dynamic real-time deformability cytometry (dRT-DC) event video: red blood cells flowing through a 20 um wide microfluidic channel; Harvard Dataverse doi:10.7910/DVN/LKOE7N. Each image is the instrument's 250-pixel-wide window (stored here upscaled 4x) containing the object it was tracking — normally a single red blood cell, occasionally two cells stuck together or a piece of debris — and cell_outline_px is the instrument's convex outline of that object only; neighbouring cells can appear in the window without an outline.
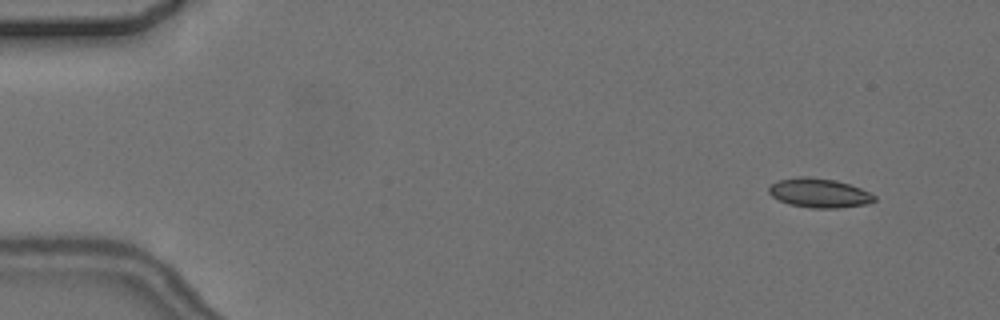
{"species": "common noctule bat (a hibernating species)", "species_latin": "Nyctalus noctula", "temperature_condition": "cold", "stored_images_in_passage": 7, "camera_frame_rate_fps": 3000, "um_per_image_px": 0.085, "animal": {"sex": "female", "body_mass_g": 24.6, "forearm_length_mm": 56.2}, "frame": {"image": 1, "passage_image": 2, "time_ms": 1.333, "image_size_px": [1000, 320], "cell_outline_px": [[876, 200], [868, 204], [840, 208], [812, 208], [788, 204], [772, 196], [768, 192], [768, 188], [772, 184], [780, 180], [800, 176], [808, 176], [836, 180], [860, 188], [876, 196]], "centroid_in_image_um": [69.64, 16.41], "position_along_channel_um": 15.4, "area_um2": 17.98}}
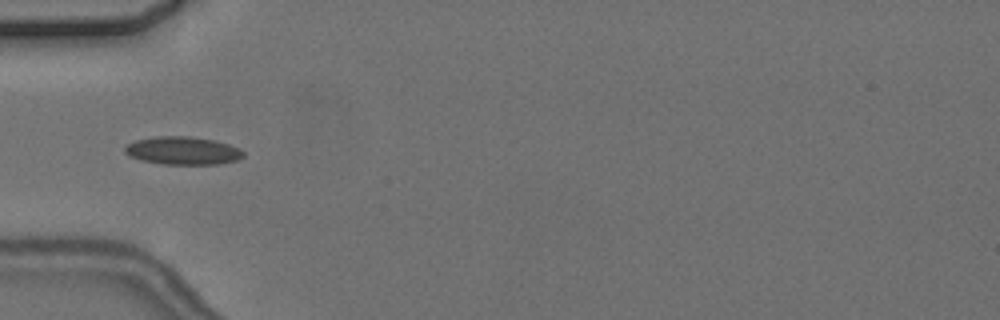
{"frame": {"image": 2, "passage_image": 6, "time_ms": 6.0, "image_size_px": [1000, 320], "cell_outline_px": [[244, 156], [236, 160], [220, 164], [164, 164], [140, 160], [128, 156], [124, 152], [124, 148], [128, 144], [136, 140], [156, 136], [192, 136], [212, 140], [228, 144], [240, 148], [244, 152]], "centroid_in_image_um": [15.52, 12.8], "position_along_channel_um": 69.5, "area_um2": 19.36}}